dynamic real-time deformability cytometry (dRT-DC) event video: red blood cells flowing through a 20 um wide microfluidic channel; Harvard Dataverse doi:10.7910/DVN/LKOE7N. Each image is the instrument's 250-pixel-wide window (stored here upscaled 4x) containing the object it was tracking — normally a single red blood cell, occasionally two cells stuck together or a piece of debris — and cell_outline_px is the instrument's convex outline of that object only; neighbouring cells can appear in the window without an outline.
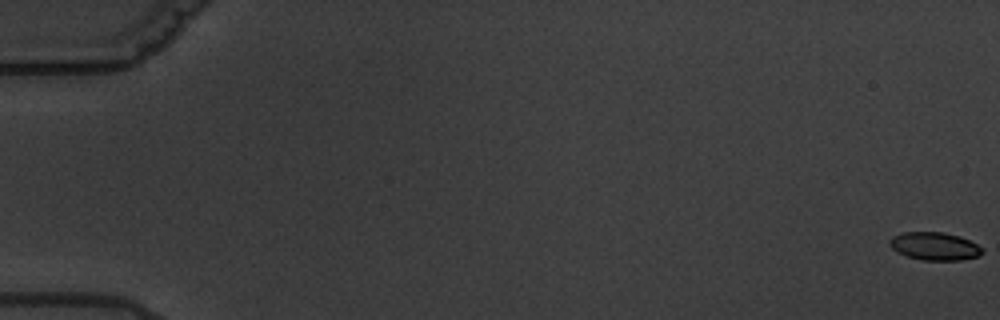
{"species": "common noctule bat (a hibernating species)", "species_latin": "Nyctalus noctula", "temperature_condition": "warm", "stored_images_in_passage": 5, "camera_frame_rate_fps": 3000, "um_per_image_px": 0.085, "animal": {"sex": "male", "body_mass_g": 19.5, "forearm_length_mm": 54.6}, "frame": {"image": 1, "passage_image": 1, "time_ms": 0.0, "image_size_px": [1000, 320], "cell_outline_px": [[984, 252], [976, 256], [960, 260], [920, 260], [896, 252], [888, 244], [888, 240], [892, 236], [900, 232], [944, 232], [960, 236], [984, 248]], "centroid_in_image_um": [79.4, 20.91], "position_along_channel_um": 5.6, "area_um2": 15.2}}
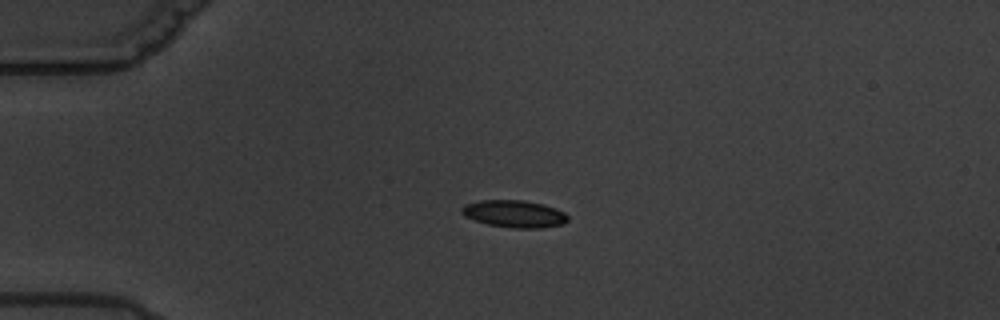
{"frame": {"image": 2, "passage_image": 4, "time_ms": 5.333, "image_size_px": [1000, 320], "cell_outline_px": [[568, 220], [564, 224], [540, 228], [512, 228], [488, 224], [464, 216], [460, 212], [460, 208], [464, 204], [480, 200], [524, 200], [544, 204], [556, 208], [564, 212], [568, 216]], "centroid_in_image_um": [43.71, 18.17], "position_along_channel_um": 41.3, "area_um2": 16.99}}